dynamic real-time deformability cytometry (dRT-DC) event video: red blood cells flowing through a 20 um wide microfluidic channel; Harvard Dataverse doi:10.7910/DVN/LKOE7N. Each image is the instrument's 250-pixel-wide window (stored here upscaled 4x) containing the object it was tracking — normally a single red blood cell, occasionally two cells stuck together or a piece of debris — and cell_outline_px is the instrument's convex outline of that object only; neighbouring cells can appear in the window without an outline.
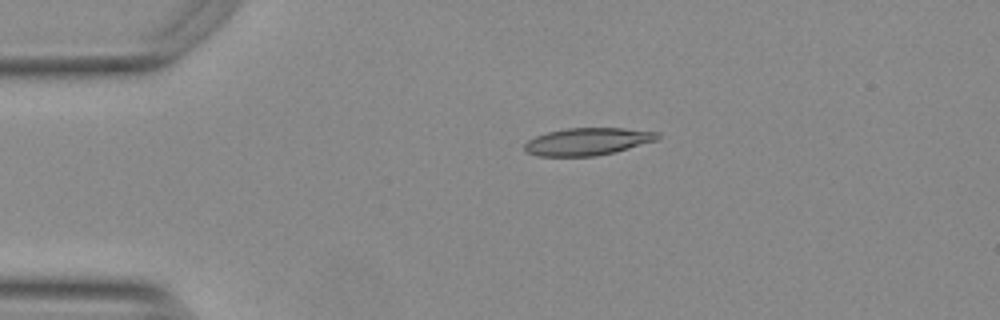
{"species": "Egyptian fruit bat (a non-hibernating species)", "species_latin": "Rousettus aegyptiacus", "temperature_condition": "warm", "stored_images_in_passage": 43, "camera_frame_rate_fps": 3000, "um_per_image_px": 0.085, "animal": {"sex": "female"}, "frame": {"image": 1, "passage_image": 1, "time_ms": 0.0, "image_size_px": [1000, 320], "cell_outline_px": [[660, 136], [656, 140], [616, 152], [596, 156], [536, 156], [528, 152], [524, 148], [524, 144], [528, 140], [536, 136], [548, 132], [568, 128], [624, 128], [660, 132]], "centroid_in_image_um": [49.96, 12.03], "position_along_channel_um": 35.0, "area_um2": 21.21}}
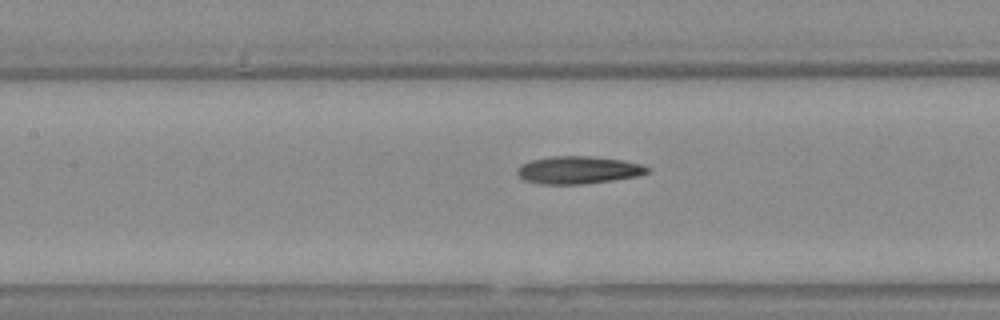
{"frame": {"image": 2, "passage_image": 14, "time_ms": 4.333, "image_size_px": [1000, 320], "cell_outline_px": [[648, 172], [636, 176], [612, 180], [580, 184], [540, 184], [524, 180], [516, 172], [516, 168], [520, 164], [532, 160], [552, 156], [592, 156], [620, 160], [640, 164], [648, 168]], "centroid_in_image_um": [49.08, 14.45], "position_along_channel_um": 158.3, "area_um2": 20.69}}
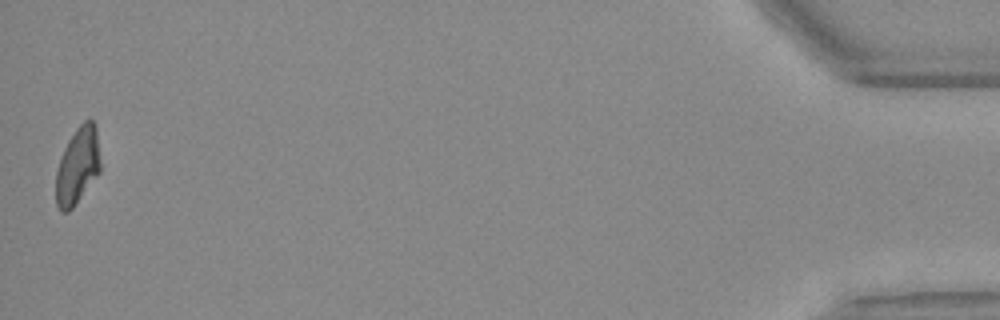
{"frame": {"image": 3, "passage_image": 43, "time_ms": 14.0, "image_size_px": [1000, 320], "cell_outline_px": [[100, 172], [72, 208], [68, 212], [60, 212], [56, 204], [56, 172], [64, 148], [68, 140], [76, 128], [84, 120], [92, 120], [96, 124], [100, 160]], "centroid_in_image_um": [6.6, 14.09], "position_along_channel_um": 428.6, "area_um2": 19.88}, "authors_computed_cell_mechanics": {"area_um2": 20.6346, "velocity_mm_per_s": 3.7909, "shape_relaxation_time_tau1_ms": 9.0253, "shape_relaxation_time_tau2_ms": 3.1793, "deformation_change_tau1": 0.244, "deformation_change_tau2": 0.1167}}